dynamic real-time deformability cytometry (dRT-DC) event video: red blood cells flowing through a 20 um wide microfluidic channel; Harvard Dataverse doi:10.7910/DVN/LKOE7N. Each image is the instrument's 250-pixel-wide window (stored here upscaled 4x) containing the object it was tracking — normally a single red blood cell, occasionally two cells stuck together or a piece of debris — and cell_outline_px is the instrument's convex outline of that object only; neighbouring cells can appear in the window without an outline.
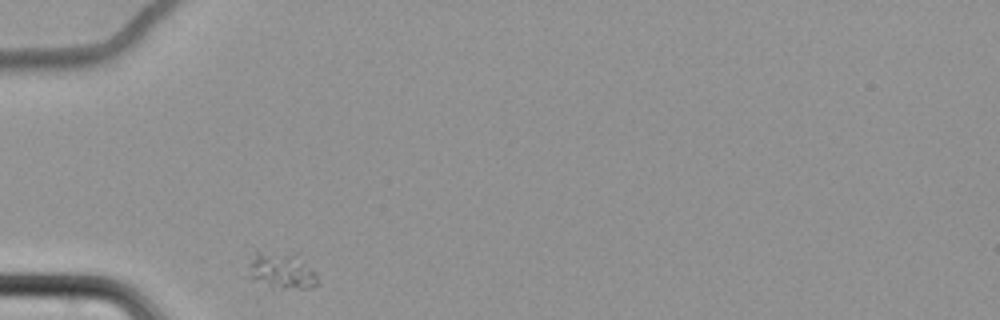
{"species": "common noctule bat (a hibernating species)", "species_latin": "Nyctalus noctula", "temperature_condition": "cold", "stored_images_in_passage": 33, "camera_frame_rate_fps": 3000, "um_per_image_px": 0.085, "animal": {"sex": "female", "body_mass_g": 22.7, "forearm_length_mm": 54.2}, "frame": {"image": 1, "passage_image": 1, "time_ms": 0.0, "image_size_px": [1000, 320], "cell_outline_px": [[316, 284], [304, 288], [272, 288], [248, 280], [248, 264], [256, 248], [296, 252], [316, 272]], "centroid_in_image_um": [23.83, 22.92], "position_along_channel_um": 61.2, "area_um2": 15.72}}
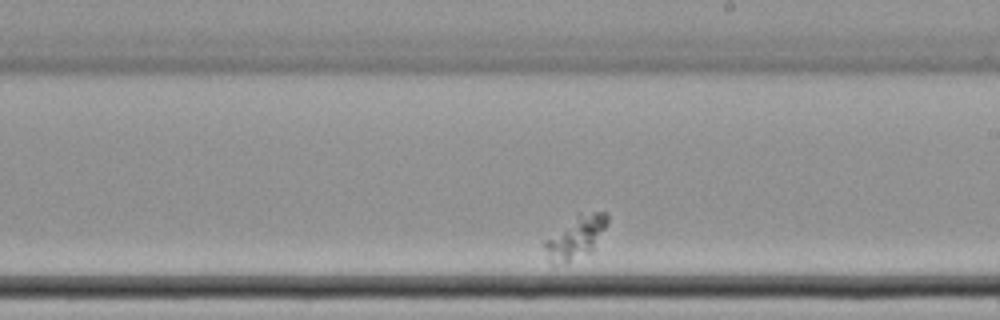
{"frame": {"image": 2, "passage_image": 19, "time_ms": 6.0, "image_size_px": [1000, 320], "cell_outline_px": [[608, 220], [592, 252], [564, 264], [552, 264], [544, 248], [544, 240], [576, 212], [608, 212]], "centroid_in_image_um": [48.92, 20.14], "position_along_channel_um": 240.1, "area_um2": 15.9}}
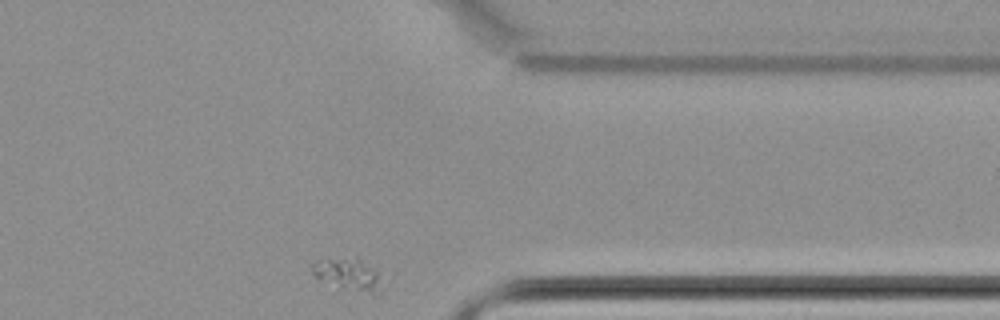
{"frame": {"image": 3, "passage_image": 33, "time_ms": 10.667, "image_size_px": [1000, 320], "cell_outline_px": [[380, 272], [372, 296], [340, 288], [316, 276], [312, 272], [312, 264], [316, 260], [356, 256], [376, 264]], "centroid_in_image_um": [29.62, 23.26], "position_along_channel_um": 381.8, "area_um2": 13.29}}